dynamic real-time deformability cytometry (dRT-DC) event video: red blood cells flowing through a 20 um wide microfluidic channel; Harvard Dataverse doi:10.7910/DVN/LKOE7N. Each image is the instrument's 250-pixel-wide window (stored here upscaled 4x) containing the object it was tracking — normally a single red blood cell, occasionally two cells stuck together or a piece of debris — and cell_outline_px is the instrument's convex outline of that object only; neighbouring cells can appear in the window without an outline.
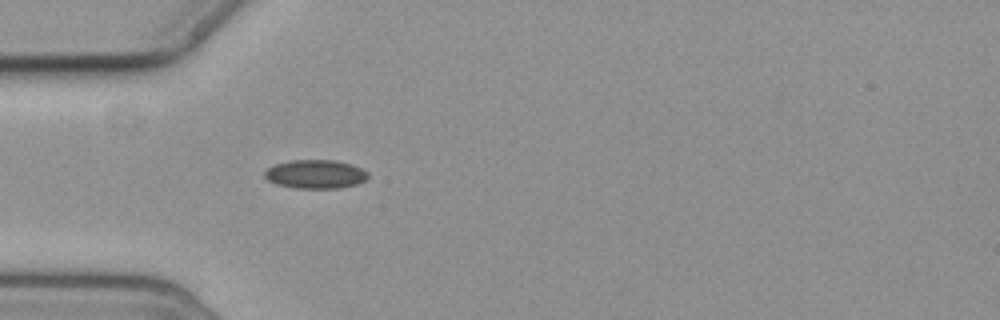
{"species": "common noctule bat (a hibernating species)", "species_latin": "Nyctalus noctula", "temperature_condition": "cold", "stored_images_in_passage": 1, "camera_frame_rate_fps": 3000, "um_per_image_px": 0.085, "animal": {"sex": "female", "body_mass_g": 19.3, "forearm_length_mm": 54.1}, "frame": {"image": 1, "passage_image": 1, "time_ms": 0.0, "image_size_px": [1000, 320], "cell_outline_px": [[368, 176], [364, 180], [356, 184], [340, 188], [296, 188], [276, 184], [268, 180], [264, 176], [264, 172], [268, 168], [276, 164], [292, 160], [336, 160], [352, 164], [368, 172]], "centroid_in_image_um": [26.81, 14.8], "position_along_channel_um": 58.2, "area_um2": 17.22}}